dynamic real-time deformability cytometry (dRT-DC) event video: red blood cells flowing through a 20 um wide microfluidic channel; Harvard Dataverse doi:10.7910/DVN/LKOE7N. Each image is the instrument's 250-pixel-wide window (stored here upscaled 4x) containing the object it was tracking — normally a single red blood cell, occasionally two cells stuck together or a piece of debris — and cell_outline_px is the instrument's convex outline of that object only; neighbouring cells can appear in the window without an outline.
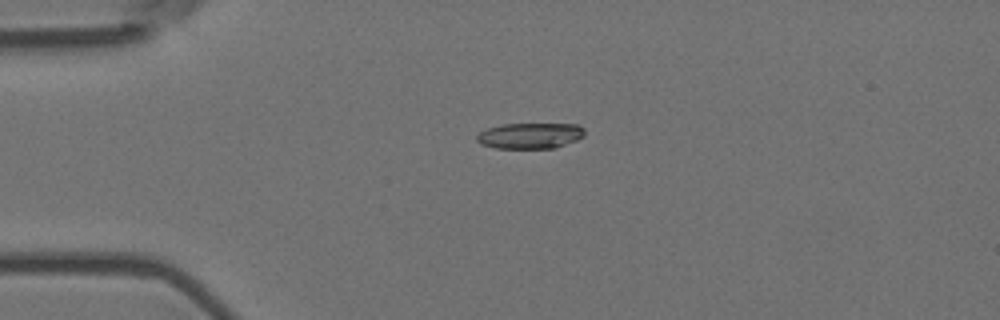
{"species": "Egyptian fruit bat (a non-hibernating species)", "species_latin": "Rousettus aegyptiacus", "temperature_condition": "room temperature", "stored_images_in_passage": 5, "camera_frame_rate_fps": 3000, "um_per_image_px": 0.085, "animal": {"sex": "female"}, "frame": {"image": 1, "passage_image": 4, "time_ms": 1.0, "image_size_px": [1000, 320], "cell_outline_px": [[584, 136], [576, 140], [556, 148], [496, 148], [480, 144], [476, 140], [476, 136], [480, 132], [488, 128], [500, 124], [580, 124], [584, 128]], "centroid_in_image_um": [45.06, 11.53], "position_along_channel_um": 39.9, "area_um2": 16.3}}